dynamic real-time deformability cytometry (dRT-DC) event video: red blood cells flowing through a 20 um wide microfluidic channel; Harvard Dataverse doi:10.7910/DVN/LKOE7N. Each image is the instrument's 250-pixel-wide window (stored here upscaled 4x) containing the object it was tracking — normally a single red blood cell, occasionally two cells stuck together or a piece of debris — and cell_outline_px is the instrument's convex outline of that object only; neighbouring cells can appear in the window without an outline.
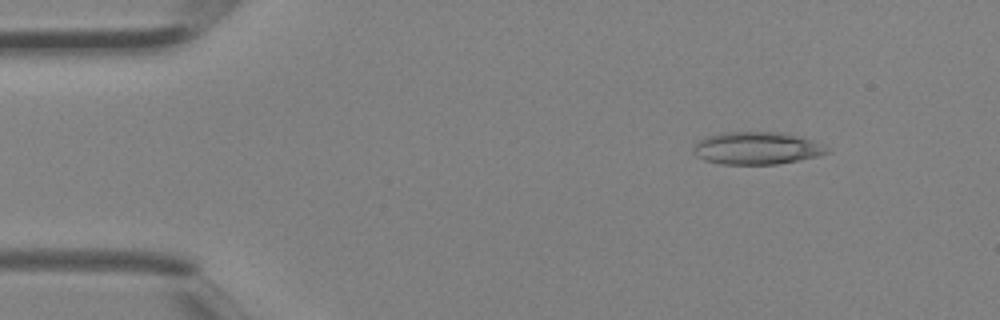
{"species": "Egyptian fruit bat (a non-hibernating species)", "species_latin": "Rousettus aegyptiacus", "temperature_condition": "room temperature", "stored_images_in_passage": 3, "camera_frame_rate_fps": 3000, "um_per_image_px": 0.085, "animal": {"sex": "female"}, "frame": {"image": 1, "passage_image": 1, "time_ms": 0.0, "image_size_px": [1000, 320], "cell_outline_px": [[832, 152], [820, 156], [800, 160], [776, 164], [720, 164], [704, 160], [696, 156], [692, 152], [692, 148], [696, 140], [708, 136], [724, 132], [784, 132], [812, 140], [824, 144]], "centroid_in_image_um": [64.33, 12.59], "position_along_channel_um": 20.7, "area_um2": 25.72}}
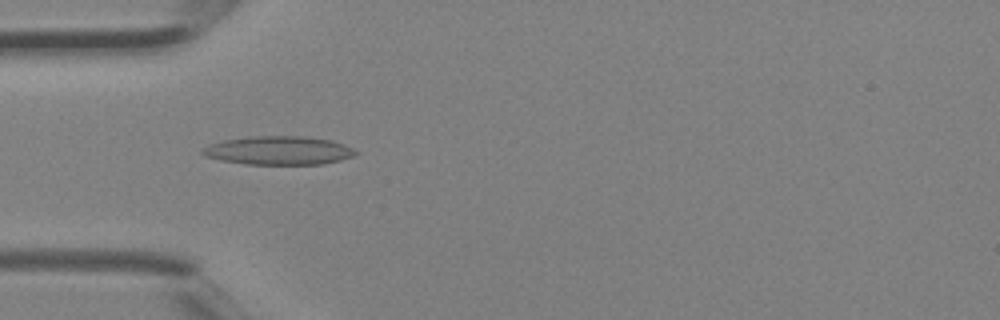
{"frame": {"image": 2, "passage_image": 3, "time_ms": 0.667, "image_size_px": [1000, 320], "cell_outline_px": [[360, 152], [352, 156], [340, 160], [324, 164], [244, 164], [220, 160], [204, 156], [200, 152], [208, 144], [224, 140], [248, 136], [304, 136], [332, 140], [344, 144]], "centroid_in_image_um": [23.68, 12.79], "position_along_channel_um": 61.3, "area_um2": 25.66}}